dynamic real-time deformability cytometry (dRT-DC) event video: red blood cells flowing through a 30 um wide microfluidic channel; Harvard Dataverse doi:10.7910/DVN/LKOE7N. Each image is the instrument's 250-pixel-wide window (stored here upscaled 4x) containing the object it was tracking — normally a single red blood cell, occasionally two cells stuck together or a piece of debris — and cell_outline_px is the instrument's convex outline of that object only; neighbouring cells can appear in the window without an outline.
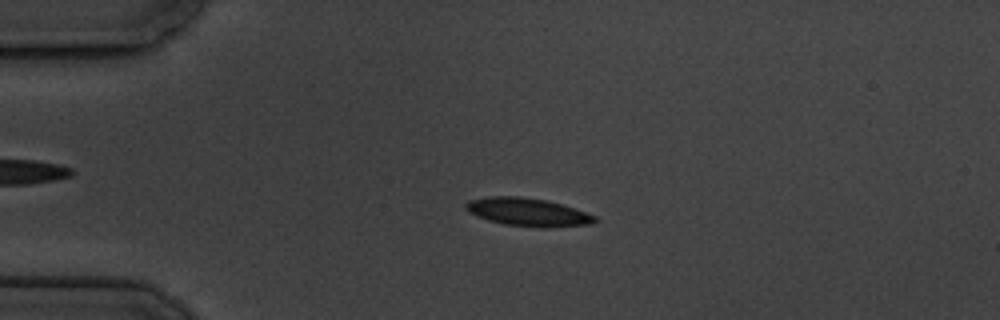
{"species": "common noctule bat (a hibernating species)", "species_latin": "Nyctalus noctula", "temperature_condition": "cold", "stored_images_in_passage": 5, "camera_frame_rate_fps": 3000, "um_per_image_px": 0.085, "animal": {"sex": "male", "body_mass_g": 19.5, "forearm_length_mm": 54.6}, "frame": {"image": 1, "passage_image": 3, "time_ms": 2.333, "image_size_px": [1000, 320], "cell_outline_px": [[600, 220], [592, 224], [548, 228], [540, 228], [504, 224], [488, 220], [476, 216], [468, 212], [464, 208], [464, 204], [468, 200], [488, 196], [520, 196], [544, 200], [560, 204], [596, 216]], "centroid_in_image_um": [44.83, 18.04], "position_along_channel_um": 40.2, "area_um2": 21.27}}